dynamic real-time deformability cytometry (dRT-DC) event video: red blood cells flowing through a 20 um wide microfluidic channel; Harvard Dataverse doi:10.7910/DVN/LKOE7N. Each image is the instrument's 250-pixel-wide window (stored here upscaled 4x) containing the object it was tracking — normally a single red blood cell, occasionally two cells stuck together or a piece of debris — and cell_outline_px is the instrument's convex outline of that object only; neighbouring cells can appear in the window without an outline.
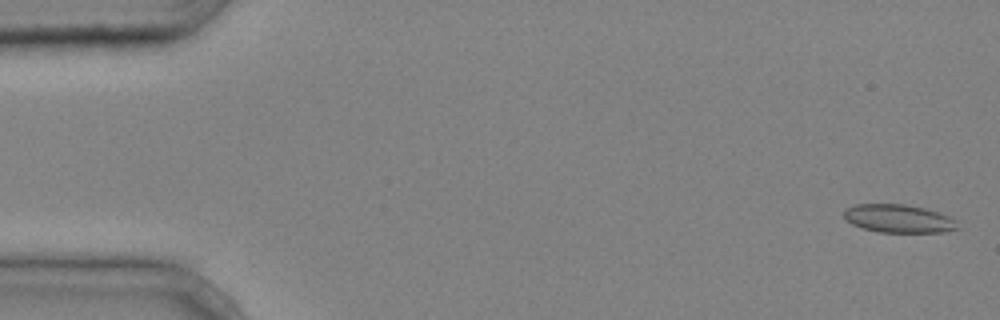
{"species": "common noctule bat (a hibernating species)", "species_latin": "Nyctalus noctula", "temperature_condition": "cold", "stored_images_in_passage": 5, "camera_frame_rate_fps": 3000, "um_per_image_px": 0.085, "animal": {"sex": "male", "body_mass_g": 20.4}, "frame": {"image": 1, "passage_image": 1, "time_ms": 0.0, "image_size_px": [1000, 320], "cell_outline_px": [[960, 228], [944, 232], [880, 232], [864, 228], [852, 224], [844, 216], [844, 212], [848, 208], [856, 204], [904, 204], [924, 208], [940, 212], [956, 220]], "centroid_in_image_um": [76.44, 18.58], "position_along_channel_um": 8.6, "area_um2": 18.55}}
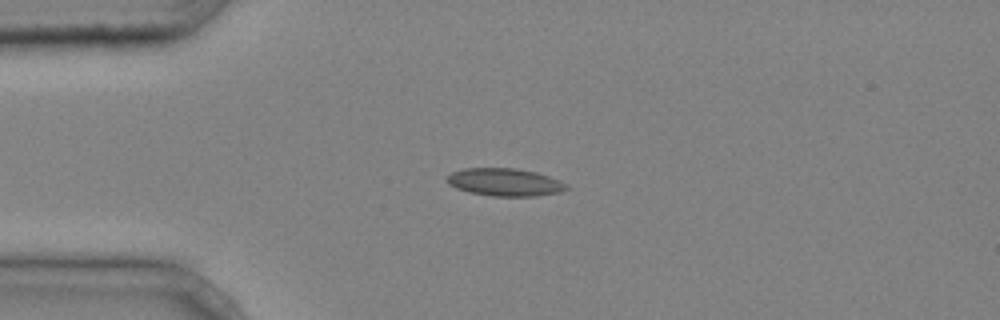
{"frame": {"image": 2, "passage_image": 4, "time_ms": 1.0, "image_size_px": [1000, 320], "cell_outline_px": [[572, 188], [560, 192], [532, 196], [492, 196], [468, 192], [456, 188], [448, 184], [444, 180], [444, 176], [452, 172], [464, 168], [516, 168], [536, 172], [548, 176], [568, 184]], "centroid_in_image_um": [42.88, 15.48], "position_along_channel_um": 42.1, "area_um2": 19.54}}
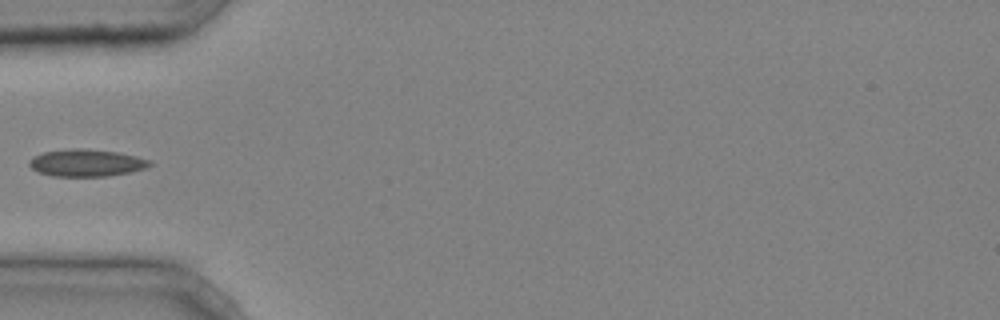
{"frame": {"image": 3, "passage_image": 5, "time_ms": 1.333, "image_size_px": [1000, 320], "cell_outline_px": [[152, 164], [144, 168], [132, 172], [108, 176], [52, 176], [40, 172], [32, 168], [28, 164], [28, 160], [32, 156], [44, 152], [72, 148], [84, 148], [116, 152], [136, 156], [152, 160]], "centroid_in_image_um": [7.34, 13.84], "position_along_channel_um": 77.7, "area_um2": 19.13}}